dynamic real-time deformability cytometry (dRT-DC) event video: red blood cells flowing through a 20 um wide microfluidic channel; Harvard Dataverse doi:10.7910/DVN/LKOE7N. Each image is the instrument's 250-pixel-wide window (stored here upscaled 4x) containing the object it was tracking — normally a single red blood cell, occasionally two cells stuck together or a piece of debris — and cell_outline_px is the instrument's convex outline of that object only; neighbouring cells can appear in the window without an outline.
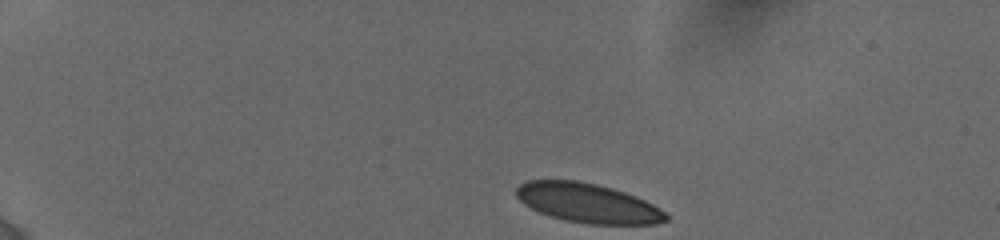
{"species": "human", "species_latin": "Homo sapiens", "temperature_condition": "cold", "stored_images_in_passage": 61, "camera_frame_rate_fps": 3000, "um_per_image_px": 0.085, "donor": {"sex": "female"}, "frame": {"image": 1, "passage_image": 1, "time_ms": 0.0, "image_size_px": [1000, 240], "cell_outline_px": [[668, 220], [656, 224], [588, 224], [564, 220], [540, 212], [524, 204], [516, 196], [516, 188], [520, 184], [528, 180], [576, 180], [596, 184], [612, 188], [636, 196], [660, 208], [668, 216]], "centroid_in_image_um": [49.96, 17.26], "position_along_channel_um": 35.0, "area_um2": 34.16}}
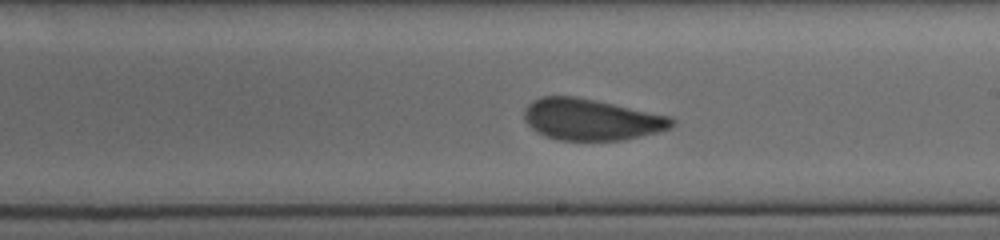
{"frame": {"image": 2, "passage_image": 30, "time_ms": 7.667, "image_size_px": [1000, 240], "cell_outline_px": [[676, 124], [668, 128], [656, 132], [624, 140], [556, 140], [544, 136], [536, 132], [524, 120], [524, 112], [528, 104], [544, 96], [572, 96], [596, 100], [668, 116], [676, 120]], "centroid_in_image_um": [50.23, 10.17], "position_along_channel_um": 238.8, "area_um2": 35.32}}
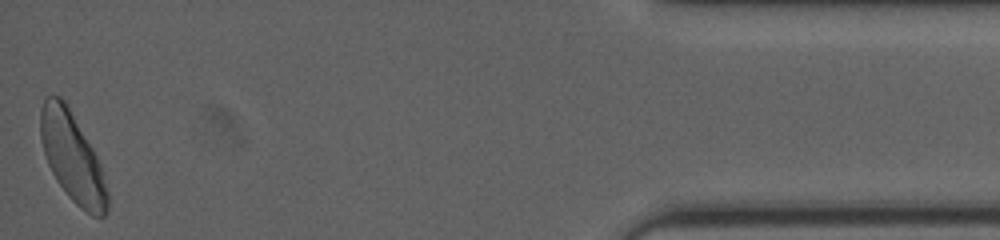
{"frame": {"image": 3, "passage_image": 60, "time_ms": 14.333, "image_size_px": [1000, 240], "cell_outline_px": [[108, 212], [104, 216], [92, 216], [80, 208], [68, 196], [56, 180], [48, 164], [44, 152], [40, 136], [40, 108], [44, 100], [48, 96], [60, 96], [64, 100], [92, 148], [100, 164], [108, 192]], "centroid_in_image_um": [6.14, 13.4], "position_along_channel_um": 429.1, "area_um2": 34.39}, "authors_computed_cell_mechanics": {"area_um2": 35.258, "velocity_mm_per_s": 3.8397, "shape_relaxation_time_tau1_ms": 6.3089, "shape_relaxation_time_tau2_ms": 0.972, "deformation_change_tau1": 0.1619, "deformation_change_tau2": 0.049}}